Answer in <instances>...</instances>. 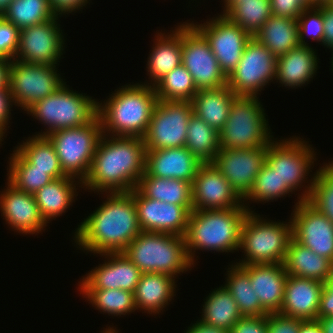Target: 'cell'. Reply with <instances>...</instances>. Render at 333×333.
Returning a JSON list of instances; mask_svg holds the SVG:
<instances>
[{"label":"cell","mask_w":333,"mask_h":333,"mask_svg":"<svg viewBox=\"0 0 333 333\" xmlns=\"http://www.w3.org/2000/svg\"><path fill=\"white\" fill-rule=\"evenodd\" d=\"M104 202L75 229L73 240L84 253L123 252L141 232L134 189L131 192L99 193Z\"/></svg>","instance_id":"1"},{"label":"cell","mask_w":333,"mask_h":333,"mask_svg":"<svg viewBox=\"0 0 333 333\" xmlns=\"http://www.w3.org/2000/svg\"><path fill=\"white\" fill-rule=\"evenodd\" d=\"M145 155L141 137L102 134L82 188L98 194L131 192L145 173Z\"/></svg>","instance_id":"2"},{"label":"cell","mask_w":333,"mask_h":333,"mask_svg":"<svg viewBox=\"0 0 333 333\" xmlns=\"http://www.w3.org/2000/svg\"><path fill=\"white\" fill-rule=\"evenodd\" d=\"M141 83L121 86L104 104L98 102L97 115L104 135L144 137L158 98L154 86Z\"/></svg>","instance_id":"3"},{"label":"cell","mask_w":333,"mask_h":333,"mask_svg":"<svg viewBox=\"0 0 333 333\" xmlns=\"http://www.w3.org/2000/svg\"><path fill=\"white\" fill-rule=\"evenodd\" d=\"M249 213L244 205L230 209L192 210L184 236L190 262L196 264V250L239 251L242 226Z\"/></svg>","instance_id":"4"},{"label":"cell","mask_w":333,"mask_h":333,"mask_svg":"<svg viewBox=\"0 0 333 333\" xmlns=\"http://www.w3.org/2000/svg\"><path fill=\"white\" fill-rule=\"evenodd\" d=\"M123 253L142 273L176 278L194 267L187 255L185 238L168 233L142 231Z\"/></svg>","instance_id":"5"},{"label":"cell","mask_w":333,"mask_h":333,"mask_svg":"<svg viewBox=\"0 0 333 333\" xmlns=\"http://www.w3.org/2000/svg\"><path fill=\"white\" fill-rule=\"evenodd\" d=\"M254 212L250 211L244 220L238 250H243L245 257L236 264L283 263L293 238L292 221L274 222Z\"/></svg>","instance_id":"6"},{"label":"cell","mask_w":333,"mask_h":333,"mask_svg":"<svg viewBox=\"0 0 333 333\" xmlns=\"http://www.w3.org/2000/svg\"><path fill=\"white\" fill-rule=\"evenodd\" d=\"M65 82L55 93L34 102L25 112L44 124L47 136L53 131L76 128L90 123L98 113V101L85 93L69 89Z\"/></svg>","instance_id":"7"},{"label":"cell","mask_w":333,"mask_h":333,"mask_svg":"<svg viewBox=\"0 0 333 333\" xmlns=\"http://www.w3.org/2000/svg\"><path fill=\"white\" fill-rule=\"evenodd\" d=\"M258 96H236L219 131L220 148H267L274 140ZM271 134V135H270Z\"/></svg>","instance_id":"8"},{"label":"cell","mask_w":333,"mask_h":333,"mask_svg":"<svg viewBox=\"0 0 333 333\" xmlns=\"http://www.w3.org/2000/svg\"><path fill=\"white\" fill-rule=\"evenodd\" d=\"M275 138L267 146L266 164L275 170L281 182L284 183L291 191L303 190L305 183H308L297 198L301 201L308 200L314 185L315 173L311 179L307 180L317 160L316 152L309 141L299 137L284 138L277 140ZM313 166V167H311ZM307 181V182H306ZM310 183H309V182ZM298 189V190H297ZM294 191V192H293Z\"/></svg>","instance_id":"9"},{"label":"cell","mask_w":333,"mask_h":333,"mask_svg":"<svg viewBox=\"0 0 333 333\" xmlns=\"http://www.w3.org/2000/svg\"><path fill=\"white\" fill-rule=\"evenodd\" d=\"M98 115L86 125L53 131L46 137L54 145L63 172L81 182L87 177L102 136Z\"/></svg>","instance_id":"10"},{"label":"cell","mask_w":333,"mask_h":333,"mask_svg":"<svg viewBox=\"0 0 333 333\" xmlns=\"http://www.w3.org/2000/svg\"><path fill=\"white\" fill-rule=\"evenodd\" d=\"M277 58L255 37H251L227 85L237 96H259L264 86L275 81ZM260 91V92H259Z\"/></svg>","instance_id":"11"},{"label":"cell","mask_w":333,"mask_h":333,"mask_svg":"<svg viewBox=\"0 0 333 333\" xmlns=\"http://www.w3.org/2000/svg\"><path fill=\"white\" fill-rule=\"evenodd\" d=\"M57 72L54 65L12 60L9 91L13 104L25 111L34 102L55 93L65 83Z\"/></svg>","instance_id":"12"},{"label":"cell","mask_w":333,"mask_h":333,"mask_svg":"<svg viewBox=\"0 0 333 333\" xmlns=\"http://www.w3.org/2000/svg\"><path fill=\"white\" fill-rule=\"evenodd\" d=\"M192 114L190 101L158 100L143 137L146 151L185 146Z\"/></svg>","instance_id":"13"},{"label":"cell","mask_w":333,"mask_h":333,"mask_svg":"<svg viewBox=\"0 0 333 333\" xmlns=\"http://www.w3.org/2000/svg\"><path fill=\"white\" fill-rule=\"evenodd\" d=\"M182 65L191 74L198 90L227 85V77L205 37L190 23H182Z\"/></svg>","instance_id":"14"},{"label":"cell","mask_w":333,"mask_h":333,"mask_svg":"<svg viewBox=\"0 0 333 333\" xmlns=\"http://www.w3.org/2000/svg\"><path fill=\"white\" fill-rule=\"evenodd\" d=\"M61 15L23 28L19 32L18 48L14 59L28 63L58 66L65 53V37L58 23ZM58 20V21H57Z\"/></svg>","instance_id":"15"},{"label":"cell","mask_w":333,"mask_h":333,"mask_svg":"<svg viewBox=\"0 0 333 333\" xmlns=\"http://www.w3.org/2000/svg\"><path fill=\"white\" fill-rule=\"evenodd\" d=\"M208 19L203 24H191L205 37L214 53L221 71L228 77L237 67L251 35L225 15Z\"/></svg>","instance_id":"16"},{"label":"cell","mask_w":333,"mask_h":333,"mask_svg":"<svg viewBox=\"0 0 333 333\" xmlns=\"http://www.w3.org/2000/svg\"><path fill=\"white\" fill-rule=\"evenodd\" d=\"M294 207L290 217L293 239L333 262V222L307 200H297Z\"/></svg>","instance_id":"17"},{"label":"cell","mask_w":333,"mask_h":333,"mask_svg":"<svg viewBox=\"0 0 333 333\" xmlns=\"http://www.w3.org/2000/svg\"><path fill=\"white\" fill-rule=\"evenodd\" d=\"M267 148H220L212 164L243 199L266 163Z\"/></svg>","instance_id":"18"},{"label":"cell","mask_w":333,"mask_h":333,"mask_svg":"<svg viewBox=\"0 0 333 333\" xmlns=\"http://www.w3.org/2000/svg\"><path fill=\"white\" fill-rule=\"evenodd\" d=\"M139 225L142 231L185 236L193 206H180L145 197L134 189Z\"/></svg>","instance_id":"19"},{"label":"cell","mask_w":333,"mask_h":333,"mask_svg":"<svg viewBox=\"0 0 333 333\" xmlns=\"http://www.w3.org/2000/svg\"><path fill=\"white\" fill-rule=\"evenodd\" d=\"M193 210L230 209L243 206V199L212 164H203L192 182Z\"/></svg>","instance_id":"20"},{"label":"cell","mask_w":333,"mask_h":333,"mask_svg":"<svg viewBox=\"0 0 333 333\" xmlns=\"http://www.w3.org/2000/svg\"><path fill=\"white\" fill-rule=\"evenodd\" d=\"M104 263L82 276L77 289H123L134 292L142 272L123 252L99 254Z\"/></svg>","instance_id":"21"},{"label":"cell","mask_w":333,"mask_h":333,"mask_svg":"<svg viewBox=\"0 0 333 333\" xmlns=\"http://www.w3.org/2000/svg\"><path fill=\"white\" fill-rule=\"evenodd\" d=\"M6 183V188L0 191V211L5 224L12 231L23 235H38L45 231L48 225L40 213L34 194L20 191L8 181Z\"/></svg>","instance_id":"22"},{"label":"cell","mask_w":333,"mask_h":333,"mask_svg":"<svg viewBox=\"0 0 333 333\" xmlns=\"http://www.w3.org/2000/svg\"><path fill=\"white\" fill-rule=\"evenodd\" d=\"M203 164L185 146L146 151L145 173L142 176L179 179L192 183Z\"/></svg>","instance_id":"23"},{"label":"cell","mask_w":333,"mask_h":333,"mask_svg":"<svg viewBox=\"0 0 333 333\" xmlns=\"http://www.w3.org/2000/svg\"><path fill=\"white\" fill-rule=\"evenodd\" d=\"M325 283L288 275L283 303L278 313L301 320L317 319L320 296Z\"/></svg>","instance_id":"24"},{"label":"cell","mask_w":333,"mask_h":333,"mask_svg":"<svg viewBox=\"0 0 333 333\" xmlns=\"http://www.w3.org/2000/svg\"><path fill=\"white\" fill-rule=\"evenodd\" d=\"M248 273L261 306L268 313H277L283 303L288 274L283 263L242 266Z\"/></svg>","instance_id":"25"},{"label":"cell","mask_w":333,"mask_h":333,"mask_svg":"<svg viewBox=\"0 0 333 333\" xmlns=\"http://www.w3.org/2000/svg\"><path fill=\"white\" fill-rule=\"evenodd\" d=\"M156 34L146 64L150 80L142 83L150 86H154L166 74L182 64V23L167 34L162 33V30Z\"/></svg>","instance_id":"26"},{"label":"cell","mask_w":333,"mask_h":333,"mask_svg":"<svg viewBox=\"0 0 333 333\" xmlns=\"http://www.w3.org/2000/svg\"><path fill=\"white\" fill-rule=\"evenodd\" d=\"M314 50L311 45H299L278 57L276 82L291 89L309 84L319 67L320 59Z\"/></svg>","instance_id":"27"},{"label":"cell","mask_w":333,"mask_h":333,"mask_svg":"<svg viewBox=\"0 0 333 333\" xmlns=\"http://www.w3.org/2000/svg\"><path fill=\"white\" fill-rule=\"evenodd\" d=\"M175 278L161 273H142L133 292L136 309L147 314H160L165 311L176 296ZM162 311V312H161Z\"/></svg>","instance_id":"28"},{"label":"cell","mask_w":333,"mask_h":333,"mask_svg":"<svg viewBox=\"0 0 333 333\" xmlns=\"http://www.w3.org/2000/svg\"><path fill=\"white\" fill-rule=\"evenodd\" d=\"M76 187L82 188L80 180L64 176L52 180L34 194L40 213L46 223L62 216L70 208V205H73L75 197L78 196V192H76L78 188Z\"/></svg>","instance_id":"29"},{"label":"cell","mask_w":333,"mask_h":333,"mask_svg":"<svg viewBox=\"0 0 333 333\" xmlns=\"http://www.w3.org/2000/svg\"><path fill=\"white\" fill-rule=\"evenodd\" d=\"M288 275L314 279L327 283L333 275V262L317 255L293 238L283 262Z\"/></svg>","instance_id":"30"},{"label":"cell","mask_w":333,"mask_h":333,"mask_svg":"<svg viewBox=\"0 0 333 333\" xmlns=\"http://www.w3.org/2000/svg\"><path fill=\"white\" fill-rule=\"evenodd\" d=\"M236 96L228 85L198 90L191 101L193 114L219 132L226 123L230 106Z\"/></svg>","instance_id":"31"},{"label":"cell","mask_w":333,"mask_h":333,"mask_svg":"<svg viewBox=\"0 0 333 333\" xmlns=\"http://www.w3.org/2000/svg\"><path fill=\"white\" fill-rule=\"evenodd\" d=\"M278 58L299 46L297 20L271 15L254 36Z\"/></svg>","instance_id":"32"},{"label":"cell","mask_w":333,"mask_h":333,"mask_svg":"<svg viewBox=\"0 0 333 333\" xmlns=\"http://www.w3.org/2000/svg\"><path fill=\"white\" fill-rule=\"evenodd\" d=\"M136 188L150 199L180 206H193L191 182L142 176Z\"/></svg>","instance_id":"33"},{"label":"cell","mask_w":333,"mask_h":333,"mask_svg":"<svg viewBox=\"0 0 333 333\" xmlns=\"http://www.w3.org/2000/svg\"><path fill=\"white\" fill-rule=\"evenodd\" d=\"M229 266L224 286L236 301L242 317L266 316L268 312L261 306L256 296L249 273L236 263Z\"/></svg>","instance_id":"34"},{"label":"cell","mask_w":333,"mask_h":333,"mask_svg":"<svg viewBox=\"0 0 333 333\" xmlns=\"http://www.w3.org/2000/svg\"><path fill=\"white\" fill-rule=\"evenodd\" d=\"M205 298L200 321L229 332L242 318L236 301L224 285L213 289Z\"/></svg>","instance_id":"35"},{"label":"cell","mask_w":333,"mask_h":333,"mask_svg":"<svg viewBox=\"0 0 333 333\" xmlns=\"http://www.w3.org/2000/svg\"><path fill=\"white\" fill-rule=\"evenodd\" d=\"M22 142L15 148L33 165V169L49 170L53 180L67 176L62 170L54 145L46 136L33 135Z\"/></svg>","instance_id":"36"},{"label":"cell","mask_w":333,"mask_h":333,"mask_svg":"<svg viewBox=\"0 0 333 333\" xmlns=\"http://www.w3.org/2000/svg\"><path fill=\"white\" fill-rule=\"evenodd\" d=\"M185 147L202 163H212L220 149L219 132L192 114L188 121Z\"/></svg>","instance_id":"37"},{"label":"cell","mask_w":333,"mask_h":333,"mask_svg":"<svg viewBox=\"0 0 333 333\" xmlns=\"http://www.w3.org/2000/svg\"><path fill=\"white\" fill-rule=\"evenodd\" d=\"M11 155L7 181L16 189L35 194L53 180L49 176V170L33 169V165L16 148Z\"/></svg>","instance_id":"38"},{"label":"cell","mask_w":333,"mask_h":333,"mask_svg":"<svg viewBox=\"0 0 333 333\" xmlns=\"http://www.w3.org/2000/svg\"><path fill=\"white\" fill-rule=\"evenodd\" d=\"M19 30L30 27L56 16L49 0H12L0 15Z\"/></svg>","instance_id":"39"},{"label":"cell","mask_w":333,"mask_h":333,"mask_svg":"<svg viewBox=\"0 0 333 333\" xmlns=\"http://www.w3.org/2000/svg\"><path fill=\"white\" fill-rule=\"evenodd\" d=\"M82 298H86L96 310L120 317L135 312L133 292L123 289H78Z\"/></svg>","instance_id":"40"},{"label":"cell","mask_w":333,"mask_h":333,"mask_svg":"<svg viewBox=\"0 0 333 333\" xmlns=\"http://www.w3.org/2000/svg\"><path fill=\"white\" fill-rule=\"evenodd\" d=\"M271 15L270 0H241L225 14L252 37Z\"/></svg>","instance_id":"41"},{"label":"cell","mask_w":333,"mask_h":333,"mask_svg":"<svg viewBox=\"0 0 333 333\" xmlns=\"http://www.w3.org/2000/svg\"><path fill=\"white\" fill-rule=\"evenodd\" d=\"M158 100L192 101L198 89L191 74L181 64L154 85Z\"/></svg>","instance_id":"42"},{"label":"cell","mask_w":333,"mask_h":333,"mask_svg":"<svg viewBox=\"0 0 333 333\" xmlns=\"http://www.w3.org/2000/svg\"><path fill=\"white\" fill-rule=\"evenodd\" d=\"M290 192L292 194V191L281 182L276 171L271 170V168L265 163L259 174L256 176L251 190L243 198V205L248 211H252L249 202L268 203L270 201H276L281 197L284 199L287 194L291 196Z\"/></svg>","instance_id":"43"},{"label":"cell","mask_w":333,"mask_h":333,"mask_svg":"<svg viewBox=\"0 0 333 333\" xmlns=\"http://www.w3.org/2000/svg\"><path fill=\"white\" fill-rule=\"evenodd\" d=\"M333 222V160L324 162L315 173L314 185L307 200Z\"/></svg>","instance_id":"44"},{"label":"cell","mask_w":333,"mask_h":333,"mask_svg":"<svg viewBox=\"0 0 333 333\" xmlns=\"http://www.w3.org/2000/svg\"><path fill=\"white\" fill-rule=\"evenodd\" d=\"M299 44L309 46L307 36L323 45L324 24L322 10L318 6H309L297 18ZM306 41V42H305Z\"/></svg>","instance_id":"45"},{"label":"cell","mask_w":333,"mask_h":333,"mask_svg":"<svg viewBox=\"0 0 333 333\" xmlns=\"http://www.w3.org/2000/svg\"><path fill=\"white\" fill-rule=\"evenodd\" d=\"M20 30L0 16V58L14 60Z\"/></svg>","instance_id":"46"},{"label":"cell","mask_w":333,"mask_h":333,"mask_svg":"<svg viewBox=\"0 0 333 333\" xmlns=\"http://www.w3.org/2000/svg\"><path fill=\"white\" fill-rule=\"evenodd\" d=\"M301 319L281 313L267 314V333H298Z\"/></svg>","instance_id":"47"},{"label":"cell","mask_w":333,"mask_h":333,"mask_svg":"<svg viewBox=\"0 0 333 333\" xmlns=\"http://www.w3.org/2000/svg\"><path fill=\"white\" fill-rule=\"evenodd\" d=\"M271 14L297 20L309 6L303 0H270Z\"/></svg>","instance_id":"48"},{"label":"cell","mask_w":333,"mask_h":333,"mask_svg":"<svg viewBox=\"0 0 333 333\" xmlns=\"http://www.w3.org/2000/svg\"><path fill=\"white\" fill-rule=\"evenodd\" d=\"M229 333H267V315L242 317L233 325Z\"/></svg>","instance_id":"49"},{"label":"cell","mask_w":333,"mask_h":333,"mask_svg":"<svg viewBox=\"0 0 333 333\" xmlns=\"http://www.w3.org/2000/svg\"><path fill=\"white\" fill-rule=\"evenodd\" d=\"M13 100L9 89H0V131L6 135L7 128L10 126L11 111L13 107ZM10 118V119H9ZM8 126V127H7Z\"/></svg>","instance_id":"50"},{"label":"cell","mask_w":333,"mask_h":333,"mask_svg":"<svg viewBox=\"0 0 333 333\" xmlns=\"http://www.w3.org/2000/svg\"><path fill=\"white\" fill-rule=\"evenodd\" d=\"M318 7L322 10L324 37L323 45L333 51V6L330 4H319Z\"/></svg>","instance_id":"51"},{"label":"cell","mask_w":333,"mask_h":333,"mask_svg":"<svg viewBox=\"0 0 333 333\" xmlns=\"http://www.w3.org/2000/svg\"><path fill=\"white\" fill-rule=\"evenodd\" d=\"M52 10L56 15H69V13L82 11L83 7L87 6L90 0H49ZM82 9V10H81Z\"/></svg>","instance_id":"52"},{"label":"cell","mask_w":333,"mask_h":333,"mask_svg":"<svg viewBox=\"0 0 333 333\" xmlns=\"http://www.w3.org/2000/svg\"><path fill=\"white\" fill-rule=\"evenodd\" d=\"M317 317H333V275L325 283L321 292Z\"/></svg>","instance_id":"53"},{"label":"cell","mask_w":333,"mask_h":333,"mask_svg":"<svg viewBox=\"0 0 333 333\" xmlns=\"http://www.w3.org/2000/svg\"><path fill=\"white\" fill-rule=\"evenodd\" d=\"M196 323H191L188 329L184 331L185 333H229L227 330L208 325L199 319L195 321Z\"/></svg>","instance_id":"54"},{"label":"cell","mask_w":333,"mask_h":333,"mask_svg":"<svg viewBox=\"0 0 333 333\" xmlns=\"http://www.w3.org/2000/svg\"><path fill=\"white\" fill-rule=\"evenodd\" d=\"M12 60L0 58V89H9V69Z\"/></svg>","instance_id":"55"},{"label":"cell","mask_w":333,"mask_h":333,"mask_svg":"<svg viewBox=\"0 0 333 333\" xmlns=\"http://www.w3.org/2000/svg\"><path fill=\"white\" fill-rule=\"evenodd\" d=\"M298 333H323V331L318 319L301 320Z\"/></svg>","instance_id":"56"},{"label":"cell","mask_w":333,"mask_h":333,"mask_svg":"<svg viewBox=\"0 0 333 333\" xmlns=\"http://www.w3.org/2000/svg\"><path fill=\"white\" fill-rule=\"evenodd\" d=\"M323 333H333V317H317Z\"/></svg>","instance_id":"57"},{"label":"cell","mask_w":333,"mask_h":333,"mask_svg":"<svg viewBox=\"0 0 333 333\" xmlns=\"http://www.w3.org/2000/svg\"><path fill=\"white\" fill-rule=\"evenodd\" d=\"M239 1L241 0H223L224 6H222L223 11L221 12V14L225 15Z\"/></svg>","instance_id":"58"},{"label":"cell","mask_w":333,"mask_h":333,"mask_svg":"<svg viewBox=\"0 0 333 333\" xmlns=\"http://www.w3.org/2000/svg\"><path fill=\"white\" fill-rule=\"evenodd\" d=\"M12 0H0V15L3 13V11L7 8V6L9 5V3Z\"/></svg>","instance_id":"59"},{"label":"cell","mask_w":333,"mask_h":333,"mask_svg":"<svg viewBox=\"0 0 333 333\" xmlns=\"http://www.w3.org/2000/svg\"><path fill=\"white\" fill-rule=\"evenodd\" d=\"M119 331L116 330V328L114 327H109L108 328H104V330L101 331V333H118Z\"/></svg>","instance_id":"60"},{"label":"cell","mask_w":333,"mask_h":333,"mask_svg":"<svg viewBox=\"0 0 333 333\" xmlns=\"http://www.w3.org/2000/svg\"><path fill=\"white\" fill-rule=\"evenodd\" d=\"M331 0H315V6H318L319 4H329Z\"/></svg>","instance_id":"61"},{"label":"cell","mask_w":333,"mask_h":333,"mask_svg":"<svg viewBox=\"0 0 333 333\" xmlns=\"http://www.w3.org/2000/svg\"><path fill=\"white\" fill-rule=\"evenodd\" d=\"M308 6H315V0H303Z\"/></svg>","instance_id":"62"},{"label":"cell","mask_w":333,"mask_h":333,"mask_svg":"<svg viewBox=\"0 0 333 333\" xmlns=\"http://www.w3.org/2000/svg\"><path fill=\"white\" fill-rule=\"evenodd\" d=\"M4 137H6L1 131H0V146H2V141L4 140Z\"/></svg>","instance_id":"63"},{"label":"cell","mask_w":333,"mask_h":333,"mask_svg":"<svg viewBox=\"0 0 333 333\" xmlns=\"http://www.w3.org/2000/svg\"><path fill=\"white\" fill-rule=\"evenodd\" d=\"M330 63H331V67H332L331 70L333 72V52H332V57H331V62Z\"/></svg>","instance_id":"64"}]
</instances>
